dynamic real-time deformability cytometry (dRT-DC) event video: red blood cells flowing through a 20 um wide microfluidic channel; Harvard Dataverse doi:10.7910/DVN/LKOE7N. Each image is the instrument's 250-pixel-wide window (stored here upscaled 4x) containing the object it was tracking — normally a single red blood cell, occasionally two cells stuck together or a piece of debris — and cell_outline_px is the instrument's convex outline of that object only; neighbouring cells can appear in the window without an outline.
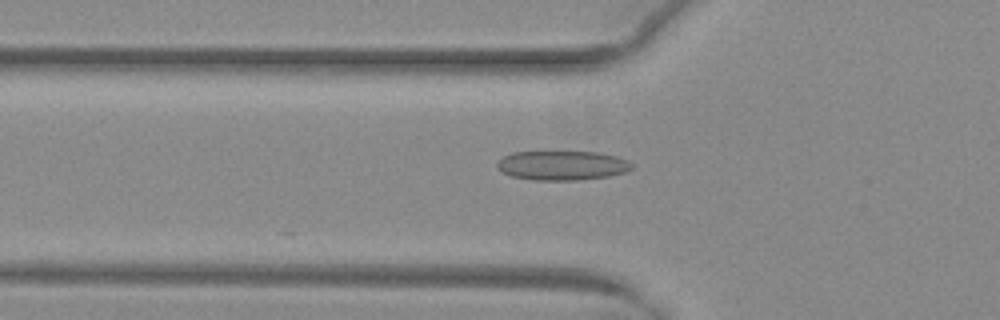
{"species": "common noctule bat (a hibernating species)", "species_latin": "Nyctalus noctula", "temperature_condition": "warm", "stored_images_in_passage": 48, "camera_frame_rate_fps": 3000, "um_per_image_px": 0.085, "animal": {"sex": "female", "body_mass_g": 29.2, "forearm_length_mm": 56.3}, "frame": {"image": 1, "passage_image": 14, "time_ms": 4.333, "image_size_px": [1000, 320], "cell_outline_px": [[632, 168], [624, 172], [608, 176], [576, 180], [536, 180], [512, 176], [504, 172], [496, 164], [504, 156], [512, 152], [596, 152], [616, 156], [628, 160], [632, 164]], "centroid_in_image_um": [47.81, 14.06], "position_along_channel_um": 78.0, "area_um2": 22.72}}
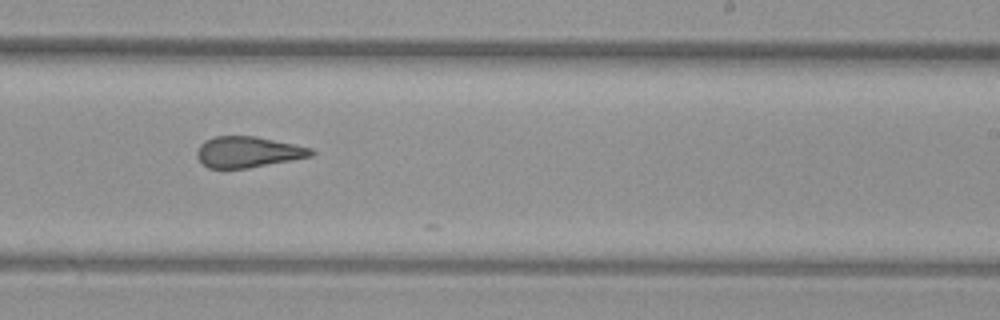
{"frame": {"image": 2, "passage_image": 28, "time_ms": 9.0, "image_size_px": [1000, 320], "cell_outline_px": [[316, 152], [312, 156], [248, 168], [208, 168], [196, 156], [196, 152], [200, 144], [204, 140], [216, 136], [256, 136], [312, 148]], "centroid_in_image_um": [21.07, 12.91], "position_along_channel_um": 267.9, "area_um2": 20.52}}
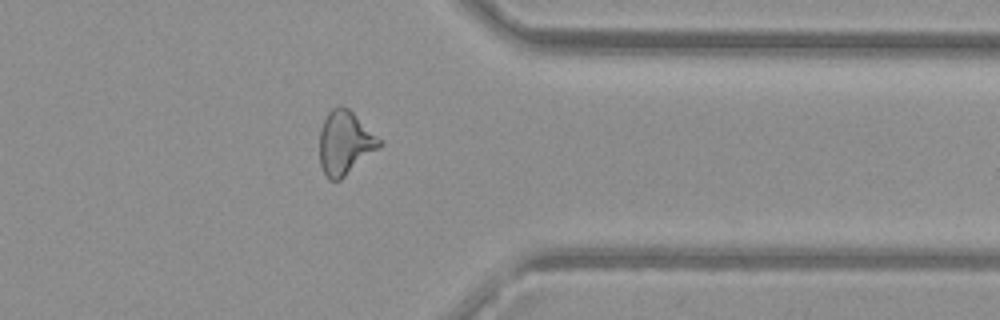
{"frame": {"image": 3, "passage_image": 37, "time_ms": 12.0, "image_size_px": [1000, 320], "cell_outline_px": [[384, 144], [340, 180], [328, 180], [320, 164], [320, 132], [324, 120], [328, 112], [332, 108], [340, 104], [348, 108]], "centroid_in_image_um": [29.3, 12.14], "position_along_channel_um": 382.1, "area_um2": 21.85}, "authors_computed_cell_mechanics": {"area_um2": 22.2819, "velocity_mm_per_s": 4.0683, "shape_relaxation_time_tau1_ms": null, "shape_relaxation_time_tau2_ms": 2.1771, "deformation_change_tau1": null, "deformation_change_tau2": 0.1046}}